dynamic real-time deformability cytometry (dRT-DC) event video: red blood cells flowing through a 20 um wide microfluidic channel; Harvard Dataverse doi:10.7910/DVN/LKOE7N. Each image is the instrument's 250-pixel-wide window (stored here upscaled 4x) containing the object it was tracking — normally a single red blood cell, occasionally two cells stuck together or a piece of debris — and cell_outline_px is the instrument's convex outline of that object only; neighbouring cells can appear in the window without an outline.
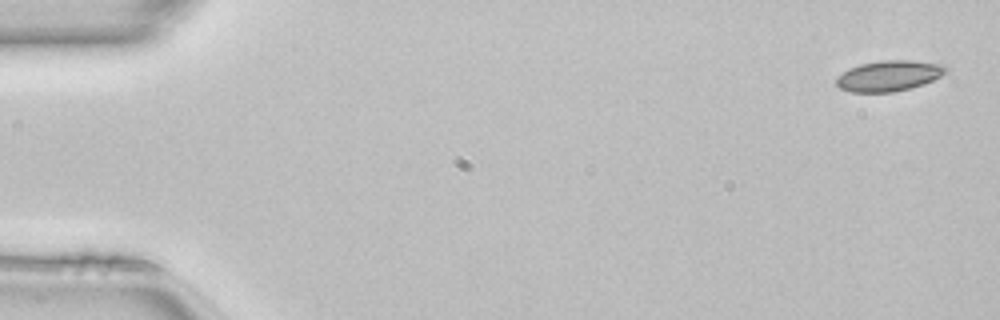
{"species": "common noctule bat (a hibernating species)", "species_latin": "Nyctalus noctula", "temperature_condition": "room temperature", "stored_images_in_passage": 14, "camera_frame_rate_fps": 3000, "um_per_image_px": 0.085, "animal": {"sex": "female", "body_mass_g": 22.7, "forearm_length_mm": 54.2}, "frame": {"image": 1, "passage_image": 1, "time_ms": 0.0, "image_size_px": [1000, 320], "cell_outline_px": [[948, 68], [940, 76], [924, 84], [892, 92], [852, 92], [840, 88], [836, 84], [836, 76], [848, 68], [860, 64], [884, 60], [912, 60], [944, 64]], "centroid_in_image_um": [75.53, 6.43], "position_along_channel_um": 9.5, "area_um2": 19.54}}
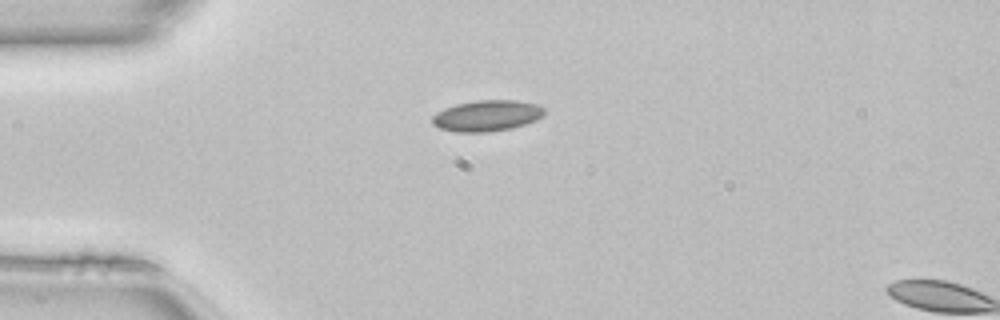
{"frame": {"image": 2, "passage_image": 12, "time_ms": 3.667, "image_size_px": [1000, 320], "cell_outline_px": [[544, 116], [536, 120], [512, 128], [488, 132], [456, 132], [440, 128], [432, 124], [432, 116], [436, 112], [444, 108], [456, 104], [476, 100], [516, 100], [536, 104], [544, 108]], "centroid_in_image_um": [41.37, 9.83], "position_along_channel_um": 43.6, "area_um2": 20.35}}